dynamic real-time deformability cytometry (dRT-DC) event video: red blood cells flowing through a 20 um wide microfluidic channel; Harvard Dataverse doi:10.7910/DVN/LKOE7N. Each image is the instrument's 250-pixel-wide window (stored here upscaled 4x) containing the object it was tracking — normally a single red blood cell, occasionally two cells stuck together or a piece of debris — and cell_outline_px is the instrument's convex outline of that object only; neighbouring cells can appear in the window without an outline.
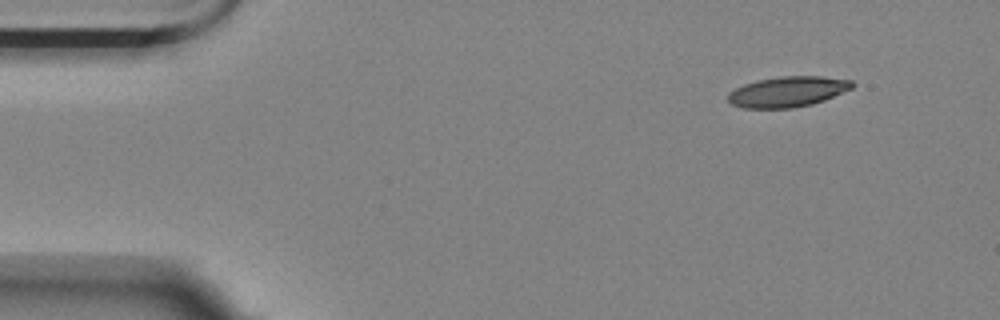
{"species": "Egyptian fruit bat (a non-hibernating species)", "species_latin": "Rousettus aegyptiacus", "temperature_condition": "room temperature", "stored_images_in_passage": 9, "camera_frame_rate_fps": 3000, "um_per_image_px": 0.085, "animal": {"sex": "female"}, "frame": {"image": 1, "passage_image": 1, "time_ms": 0.0, "image_size_px": [1000, 320], "cell_outline_px": [[856, 84], [852, 88], [824, 100], [812, 104], [792, 108], [744, 108], [732, 104], [728, 100], [728, 92], [744, 84], [756, 80], [780, 76], [820, 76], [852, 80]], "centroid_in_image_um": [66.95, 7.79], "position_along_channel_um": 18.0, "area_um2": 22.08}}